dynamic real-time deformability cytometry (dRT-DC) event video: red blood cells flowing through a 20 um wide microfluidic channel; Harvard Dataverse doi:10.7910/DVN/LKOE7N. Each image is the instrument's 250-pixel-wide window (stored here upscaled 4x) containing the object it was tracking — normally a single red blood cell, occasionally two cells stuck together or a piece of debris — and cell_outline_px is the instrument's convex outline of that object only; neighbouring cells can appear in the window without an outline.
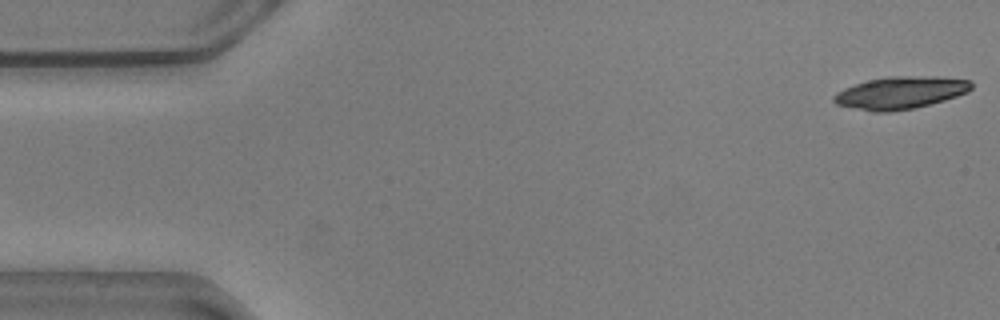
{"species": "common noctule bat (a hibernating species)", "species_latin": "Nyctalus noctula", "temperature_condition": "warm", "stored_images_in_passage": 15, "camera_frame_rate_fps": 3000, "um_per_image_px": 0.085, "animal": {"sex": "male", "body_mass_g": 20.5, "forearm_length_mm": 52.5}, "frame": {"image": 1, "passage_image": 1, "time_ms": 0.0, "image_size_px": [1000, 320], "cell_outline_px": [[972, 88], [968, 92], [944, 100], [916, 108], [888, 112], [872, 112], [836, 104], [832, 100], [832, 96], [836, 92], [844, 88], [868, 80], [888, 76], [936, 76], [972, 80]], "centroid_in_image_um": [76.54, 7.88], "position_along_channel_um": 8.5, "area_um2": 26.13}}